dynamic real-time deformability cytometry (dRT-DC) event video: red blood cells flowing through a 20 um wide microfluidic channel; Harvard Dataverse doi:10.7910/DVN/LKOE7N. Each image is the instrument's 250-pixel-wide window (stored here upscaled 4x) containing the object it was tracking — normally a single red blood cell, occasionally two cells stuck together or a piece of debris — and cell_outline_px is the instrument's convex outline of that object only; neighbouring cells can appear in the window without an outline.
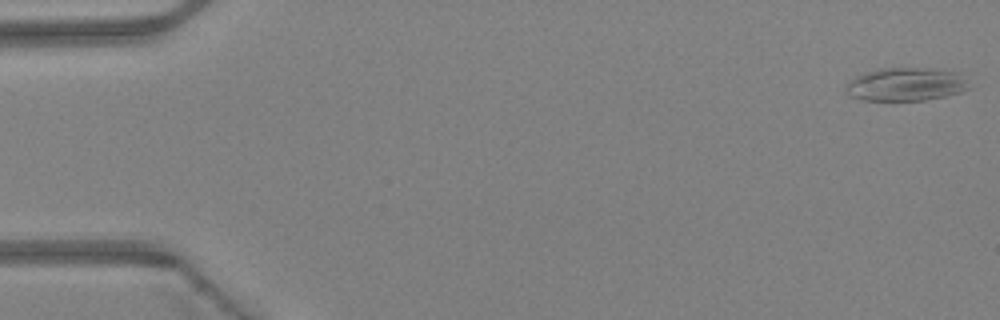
{"species": "Egyptian fruit bat (a non-hibernating species)", "species_latin": "Rousettus aegyptiacus", "temperature_condition": "warm", "stored_images_in_passage": 46, "camera_frame_rate_fps": 3000, "um_per_image_px": 0.085, "animal": {"sex": "female"}, "frame": {"image": 1, "passage_image": 1, "time_ms": 0.0, "image_size_px": [1000, 320], "cell_outline_px": [[968, 88], [960, 92], [944, 96], [924, 100], [860, 100], [848, 96], [844, 92], [844, 88], [856, 76], [880, 68], [916, 68], [956, 72], [964, 80]], "centroid_in_image_um": [76.89, 7.19], "position_along_channel_um": 8.1, "area_um2": 23.35}}
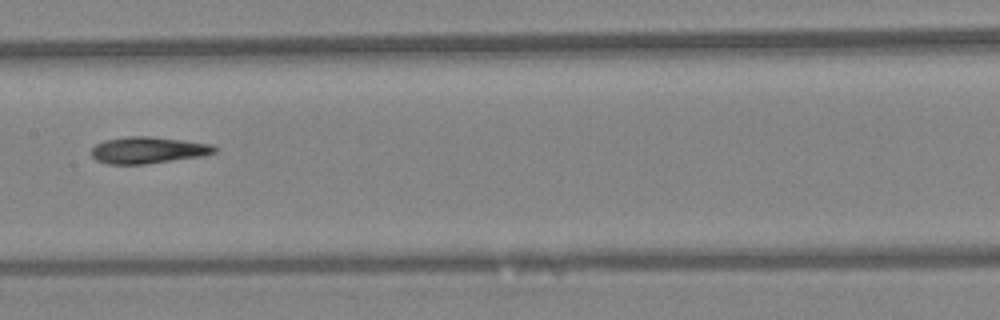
{"frame": {"image": 2, "passage_image": 24, "time_ms": 7.667, "image_size_px": [1000, 320], "cell_outline_px": [[216, 152], [200, 156], [144, 164], [108, 164], [96, 160], [92, 156], [92, 148], [96, 144], [104, 140], [128, 136], [148, 136], [184, 140], [212, 144], [216, 148]], "centroid_in_image_um": [12.56, 12.75], "position_along_channel_um": 194.8, "area_um2": 18.96}}
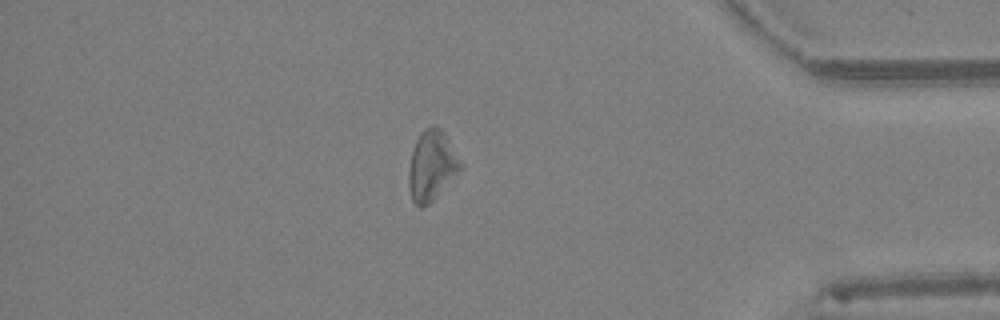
{"frame": {"image": 3, "passage_image": 40, "time_ms": 13.0, "image_size_px": [1000, 320], "cell_outline_px": [[464, 168], [428, 204], [420, 208], [412, 200], [408, 184], [408, 172], [412, 152], [416, 140], [420, 132], [424, 128], [432, 124], [436, 124], [444, 132]], "centroid_in_image_um": [36.69, 14.05], "position_along_channel_um": 398.5, "area_um2": 21.1}, "authors_computed_cell_mechanics": {"area_um2": 20.4901, "velocity_mm_per_s": 4.4377, "shape_relaxation_time_tau1_ms": 3.4147, "shape_relaxation_time_tau2_ms": 3.9393, "deformation_change_tau1": 0.1325, "deformation_change_tau2": 0.1379}}